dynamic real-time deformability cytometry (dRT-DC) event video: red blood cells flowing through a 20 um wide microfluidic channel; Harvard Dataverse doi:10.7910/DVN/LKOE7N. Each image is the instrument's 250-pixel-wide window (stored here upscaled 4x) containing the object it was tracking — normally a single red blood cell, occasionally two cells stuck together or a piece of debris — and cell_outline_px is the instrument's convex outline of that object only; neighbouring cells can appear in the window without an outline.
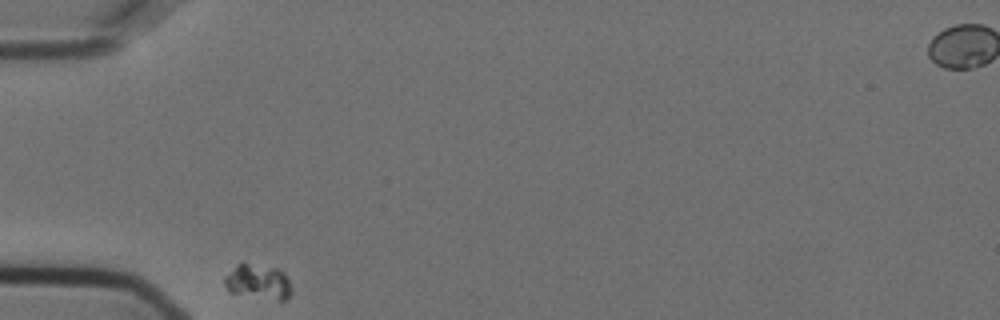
{"species": "Egyptian fruit bat (a non-hibernating species)", "species_latin": "Rousettus aegyptiacus", "temperature_condition": "cold", "stored_images_in_passage": 36, "camera_frame_rate_fps": 3000, "um_per_image_px": 0.085, "animal": {"sex": "female"}, "frame": {"image": 1, "passage_image": 1, "time_ms": 0.0, "image_size_px": [1000, 320], "cell_outline_px": [[292, 292], [288, 300], [280, 300], [228, 292], [224, 284], [224, 276], [240, 260], [244, 260], [280, 268], [284, 272], [288, 280]], "centroid_in_image_um": [21.92, 23.88], "position_along_channel_um": 63.1, "area_um2": 14.22}}
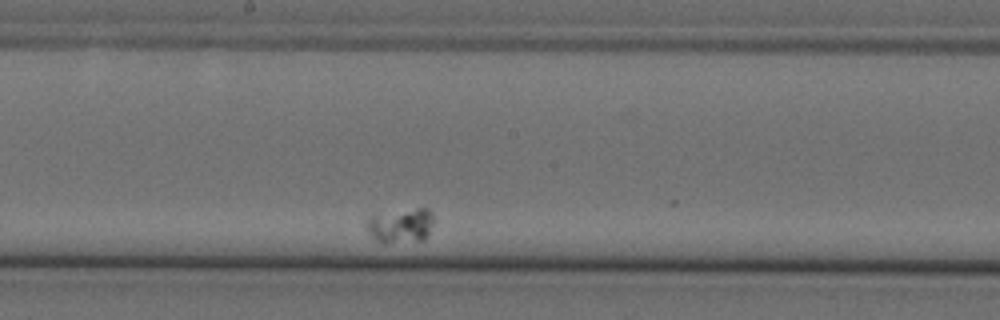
{"frame": {"image": 2, "passage_image": 18, "time_ms": 5.667, "image_size_px": [1000, 320], "cell_outline_px": [[432, 224], [424, 240], [384, 244], [376, 240], [364, 228], [364, 220], [368, 216], [416, 208], [428, 208], [432, 212]], "centroid_in_image_um": [33.99, 19.18], "position_along_channel_um": 214.2, "area_um2": 13.7}}
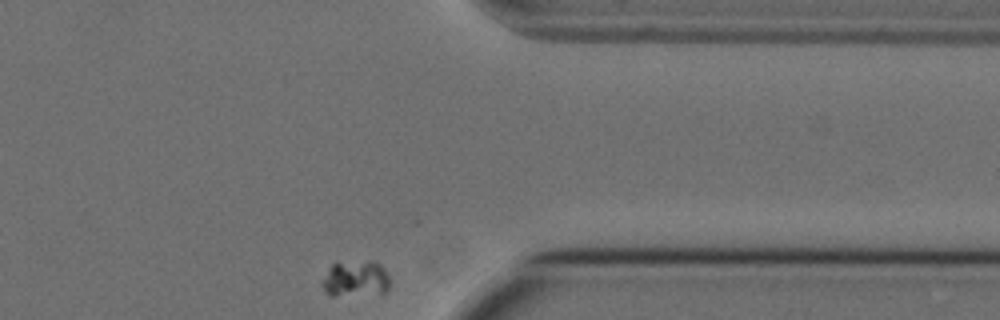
{"frame": {"image": 3, "passage_image": 36, "time_ms": 11.667, "image_size_px": [1000, 320], "cell_outline_px": [[388, 292], [332, 296], [328, 296], [324, 292], [320, 284], [328, 268], [336, 260], [372, 260], [380, 264], [384, 268], [388, 276]], "centroid_in_image_um": [30.16, 23.65], "position_along_channel_um": 381.2, "area_um2": 14.8}}